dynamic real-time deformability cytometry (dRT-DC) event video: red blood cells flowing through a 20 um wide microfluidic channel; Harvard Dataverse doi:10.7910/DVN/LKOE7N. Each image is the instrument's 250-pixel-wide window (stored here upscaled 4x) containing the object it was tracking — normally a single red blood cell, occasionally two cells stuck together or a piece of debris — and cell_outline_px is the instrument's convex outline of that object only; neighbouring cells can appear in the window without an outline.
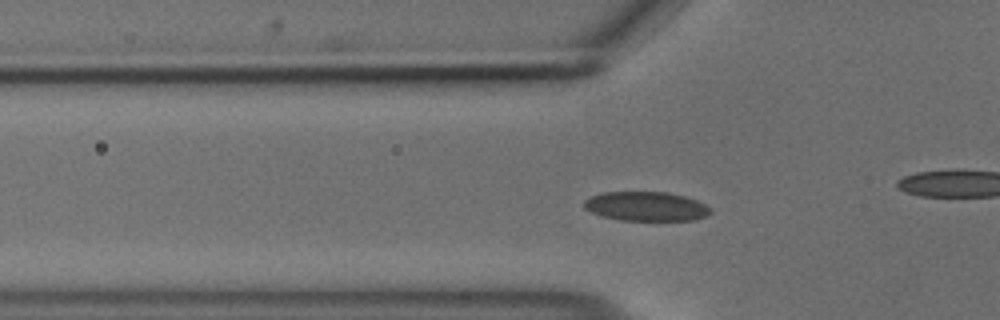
{"species": "common noctule bat (a hibernating species)", "species_latin": "Nyctalus noctula", "temperature_condition": "cold", "stored_images_in_passage": 48, "camera_frame_rate_fps": 3000, "um_per_image_px": 0.085, "animal": {"sex": "male", "body_mass_g": 18.8}, "frame": {"image": 1, "passage_image": 16, "time_ms": 5.0, "image_size_px": [1000, 320], "cell_outline_px": [[712, 212], [708, 216], [696, 220], [620, 220], [600, 216], [584, 208], [584, 200], [592, 196], [604, 192], [668, 192], [684, 196], [696, 200], [712, 208]], "centroid_in_image_um": [54.95, 17.54], "position_along_channel_um": 70.9, "area_um2": 21.68}}
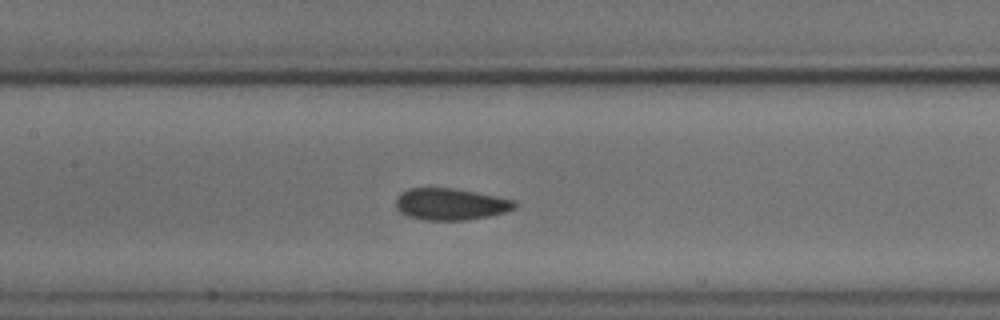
{"frame": {"image": 2, "passage_image": 24, "time_ms": 7.667, "image_size_px": [1000, 320], "cell_outline_px": [[516, 208], [504, 212], [488, 216], [468, 220], [424, 220], [408, 216], [400, 212], [396, 208], [396, 200], [400, 192], [408, 188], [456, 188], [516, 200]], "centroid_in_image_um": [38.29, 17.35], "position_along_channel_um": 169.1, "area_um2": 22.08}}
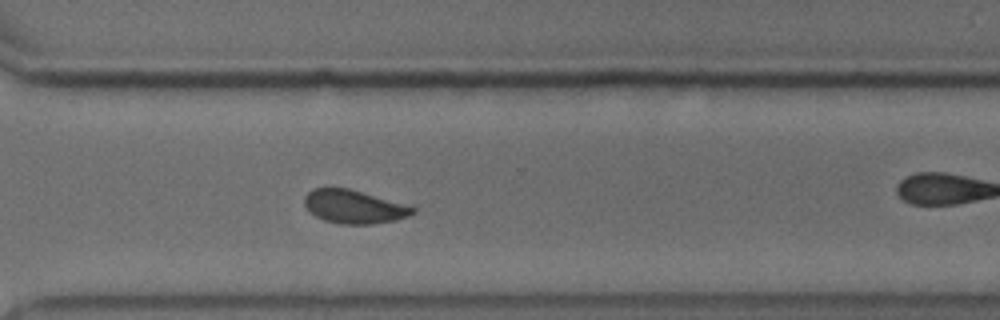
{"frame": {"image": 3, "passage_image": 38, "time_ms": 12.333, "image_size_px": [1000, 320], "cell_outline_px": [[416, 212], [408, 216], [396, 220], [372, 224], [340, 224], [324, 220], [316, 216], [304, 204], [304, 196], [312, 188], [328, 184], [332, 184], [348, 188], [408, 204], [416, 208]], "centroid_in_image_um": [30.07, 17.52], "position_along_channel_um": 340.5, "area_um2": 21.73}, "authors_computed_cell_mechanics": {"area_um2": 22.0218, "velocity_mm_per_s": 3.6832, "shape_relaxation_time_tau1_ms": 5.1166, "shape_relaxation_time_tau2_ms": 1.0458, "deformation_change_tau1": 0.1058, "deformation_change_tau2": 0.0394}}